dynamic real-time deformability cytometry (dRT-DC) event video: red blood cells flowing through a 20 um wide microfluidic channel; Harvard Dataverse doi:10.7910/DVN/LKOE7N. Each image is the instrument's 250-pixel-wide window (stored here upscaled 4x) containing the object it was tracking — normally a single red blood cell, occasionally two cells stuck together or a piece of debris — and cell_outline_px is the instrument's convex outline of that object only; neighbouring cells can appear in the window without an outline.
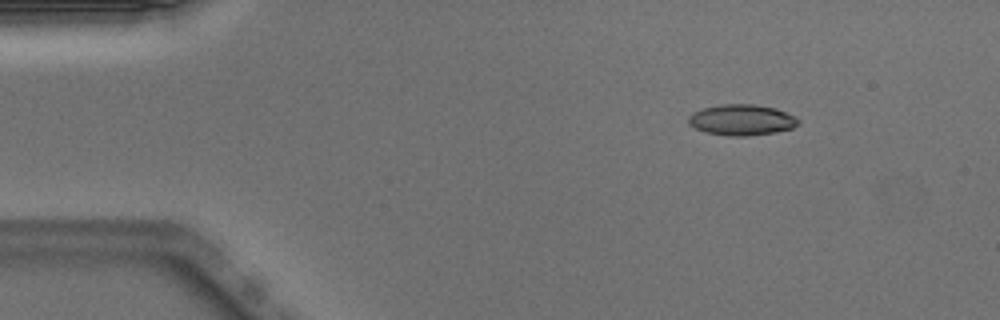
{"species": "Egyptian fruit bat (a non-hibernating species)", "species_latin": "Rousettus aegyptiacus", "temperature_condition": "warm", "stored_images_in_passage": 44, "camera_frame_rate_fps": 3000, "um_per_image_px": 0.085, "animal": {"sex": "male"}, "frame": {"image": 1, "passage_image": 1, "time_ms": 0.0, "image_size_px": [1000, 320], "cell_outline_px": [[800, 124], [792, 128], [776, 132], [748, 136], [728, 136], [704, 132], [688, 124], [688, 116], [692, 112], [704, 108], [720, 104], [752, 104], [776, 108], [796, 116], [800, 120]], "centroid_in_image_um": [63.05, 10.19], "position_along_channel_um": 21.9, "area_um2": 20.0}}
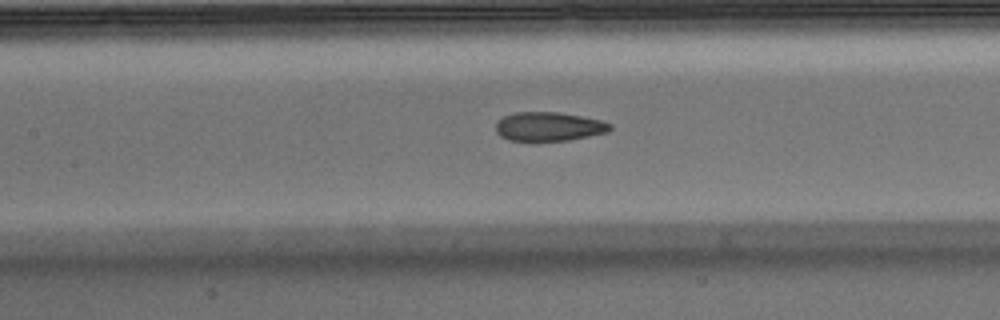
{"frame": {"image": 2, "passage_image": 17, "time_ms": 5.333, "image_size_px": [1000, 320], "cell_outline_px": [[612, 128], [608, 132], [568, 140], [508, 140], [500, 136], [496, 132], [496, 124], [504, 116], [516, 112], [560, 112], [604, 120], [612, 124]], "centroid_in_image_um": [46.69, 10.74], "position_along_channel_um": 160.7, "area_um2": 19.25}}
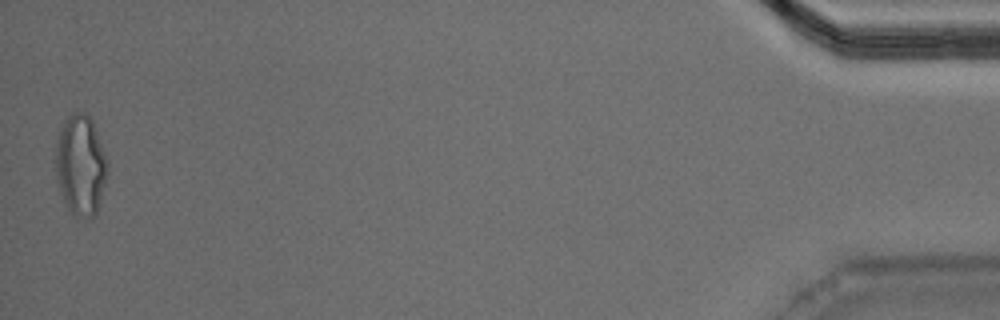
{"frame": {"image": 3, "passage_image": 44, "time_ms": 14.333, "image_size_px": [1000, 320], "cell_outline_px": [[108, 172], [96, 212], [92, 216], [76, 216], [68, 208], [64, 200], [56, 176], [56, 148], [60, 132], [68, 116], [72, 112], [88, 112], [92, 120], [108, 164]], "centroid_in_image_um": [6.86, 14.0], "position_along_channel_um": 428.3, "area_um2": 29.59}, "authors_computed_cell_mechanics": {"area_um2": 20.0277, "velocity_mm_per_s": 4.0016, "shape_relaxation_time_tau1_ms": 7.981, "shape_relaxation_time_tau2_ms": 1.6019, "deformation_change_tau1": 0.2425, "deformation_change_tau2": 0.0987}}